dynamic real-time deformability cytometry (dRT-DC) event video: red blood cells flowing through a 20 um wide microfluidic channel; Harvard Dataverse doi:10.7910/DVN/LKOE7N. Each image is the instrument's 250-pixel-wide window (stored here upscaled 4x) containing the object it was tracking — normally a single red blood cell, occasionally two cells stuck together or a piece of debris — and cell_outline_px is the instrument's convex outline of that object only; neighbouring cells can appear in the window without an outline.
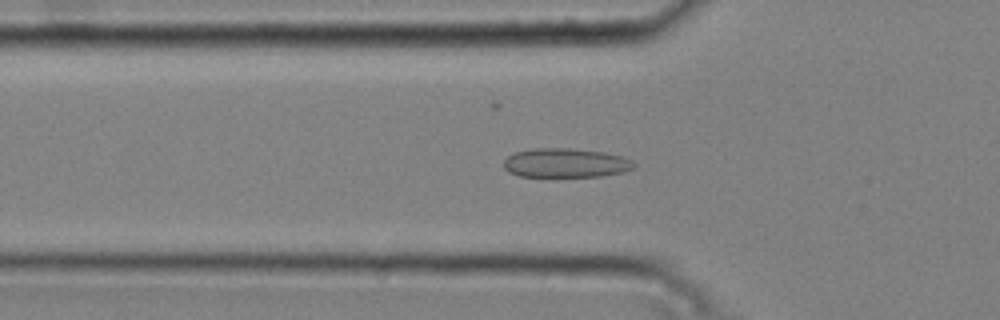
{"species": "common noctule bat (a hibernating species)", "species_latin": "Nyctalus noctula", "temperature_condition": "cold", "stored_images_in_passage": 50, "camera_frame_rate_fps": 3000, "um_per_image_px": 0.085, "animal": {"sex": "male", "body_mass_g": 20.4}, "frame": {"image": 1, "passage_image": 17, "time_ms": 5.333, "image_size_px": [1000, 320], "cell_outline_px": [[636, 168], [624, 172], [600, 176], [520, 176], [508, 172], [504, 168], [504, 160], [508, 156], [516, 152], [532, 148], [572, 148], [604, 152], [620, 156], [632, 160], [636, 164]], "centroid_in_image_um": [48.1, 13.84], "position_along_channel_um": 77.7, "area_um2": 22.2}}
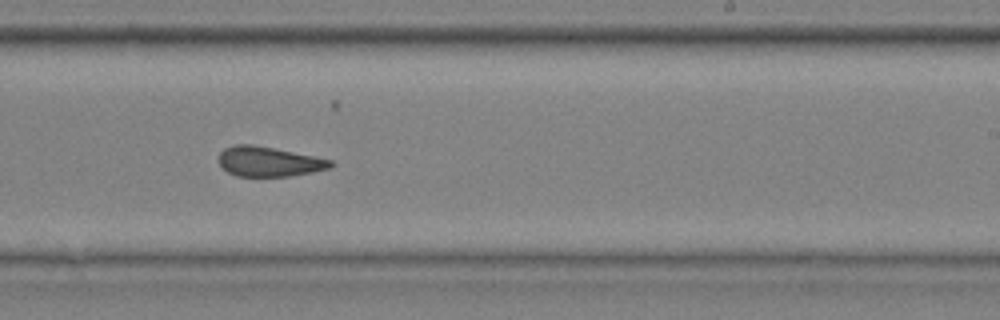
{"frame": {"image": 2, "passage_image": 32, "time_ms": 10.333, "image_size_px": [1000, 320], "cell_outline_px": [[336, 164], [328, 168], [312, 172], [288, 176], [236, 176], [228, 172], [220, 164], [220, 152], [224, 148], [232, 144], [252, 144], [332, 160]], "centroid_in_image_um": [22.84, 13.73], "position_along_channel_um": 266.2, "area_um2": 19.19}}
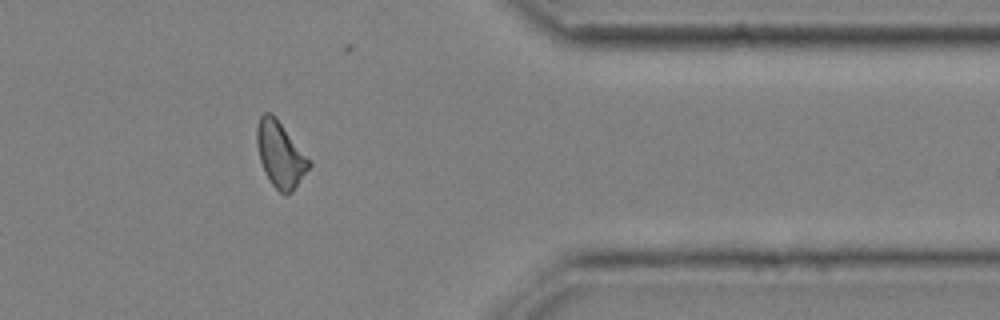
{"frame": {"image": 3, "passage_image": 43, "time_ms": 14.0, "image_size_px": [1000, 320], "cell_outline_px": [[312, 164], [292, 192], [284, 196], [272, 184], [264, 172], [260, 160], [256, 144], [256, 128], [260, 116], [264, 112], [272, 112], [276, 116], [312, 160]], "centroid_in_image_um": [23.84, 13.1], "position_along_channel_um": 387.6, "area_um2": 20.4}, "authors_computed_cell_mechanics": {"area_um2": 20.23, "velocity_mm_per_s": 3.7645, "shape_relaxation_time_tau1_ms": null, "shape_relaxation_time_tau2_ms": 2.879, "deformation_change_tau1": null, "deformation_change_tau2": 0.0842}}